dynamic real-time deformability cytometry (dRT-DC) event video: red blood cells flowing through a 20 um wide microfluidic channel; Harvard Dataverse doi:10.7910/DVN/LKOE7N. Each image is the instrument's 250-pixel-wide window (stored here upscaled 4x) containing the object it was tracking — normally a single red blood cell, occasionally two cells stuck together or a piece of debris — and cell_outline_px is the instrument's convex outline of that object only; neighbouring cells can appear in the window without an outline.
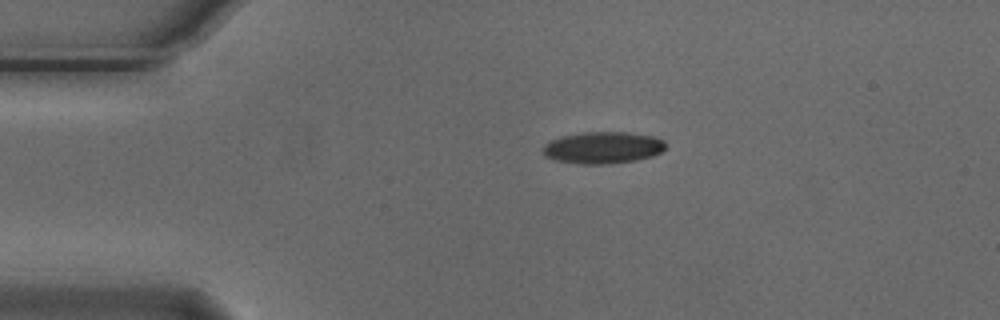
{"species": "Egyptian fruit bat (a non-hibernating species)", "species_latin": "Rousettus aegyptiacus", "temperature_condition": "cold", "stored_images_in_passage": 2, "camera_frame_rate_fps": 3000, "um_per_image_px": 0.085, "animal": {"sex": "male"}, "frame": {"image": 1, "passage_image": 1, "time_ms": 0.0, "image_size_px": [1000, 320], "cell_outline_px": [[664, 148], [660, 152], [652, 156], [636, 160], [608, 164], [580, 164], [556, 160], [544, 156], [540, 148], [544, 144], [552, 140], [564, 136], [584, 132], [628, 132], [652, 136], [664, 140]], "centroid_in_image_um": [51.21, 12.55], "position_along_channel_um": 33.8, "area_um2": 22.72}}